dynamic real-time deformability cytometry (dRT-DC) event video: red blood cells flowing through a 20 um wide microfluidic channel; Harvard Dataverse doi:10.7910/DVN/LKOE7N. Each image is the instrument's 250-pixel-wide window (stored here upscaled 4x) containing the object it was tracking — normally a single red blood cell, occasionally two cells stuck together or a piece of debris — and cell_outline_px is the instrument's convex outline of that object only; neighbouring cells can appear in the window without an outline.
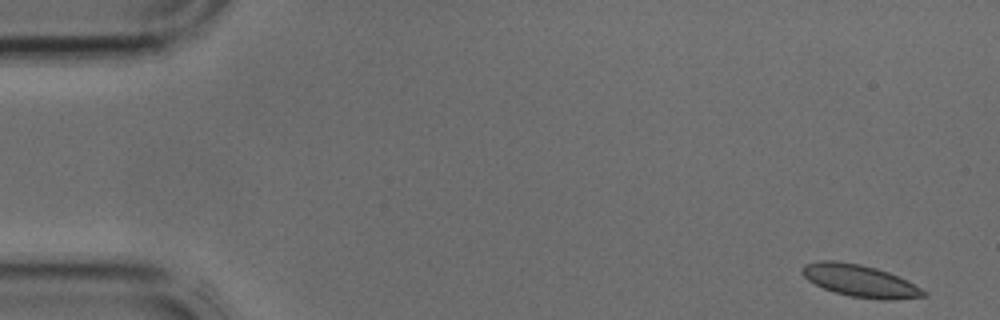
{"species": "common noctule bat (a hibernating species)", "species_latin": "Nyctalus noctula", "temperature_condition": "cold", "stored_images_in_passage": 40, "camera_frame_rate_fps": 3000, "um_per_image_px": 0.085, "animal": {"sex": "male", "body_mass_g": 17.9, "forearm_length_mm": 54.2}, "frame": {"image": 1, "passage_image": 1, "time_ms": 0.0, "image_size_px": [1000, 320], "cell_outline_px": [[928, 296], [896, 300], [884, 300], [852, 296], [836, 292], [824, 288], [808, 280], [800, 272], [804, 264], [820, 260], [836, 260], [860, 264], [876, 268], [888, 272], [928, 292]], "centroid_in_image_um": [73.09, 23.86], "position_along_channel_um": 11.9, "area_um2": 22.54}}
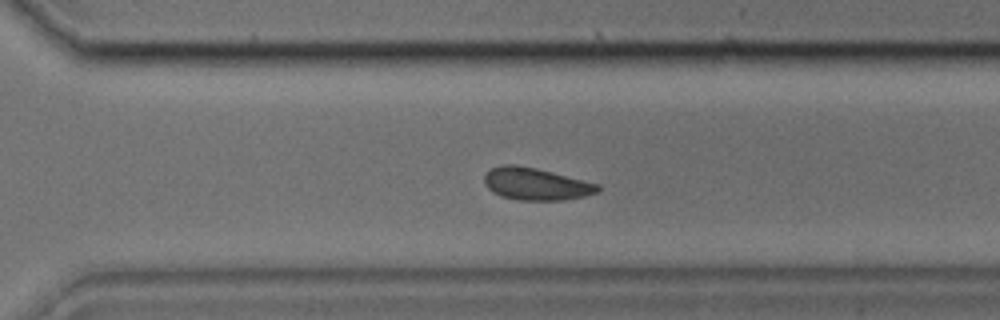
{"frame": {"image": 2, "passage_image": 28, "time_ms": 9.0, "image_size_px": [1000, 320], "cell_outline_px": [[600, 192], [584, 196], [564, 200], [520, 200], [500, 196], [492, 192], [484, 184], [484, 176], [492, 168], [504, 164], [516, 164], [536, 168], [600, 184]], "centroid_in_image_um": [45.56, 15.64], "position_along_channel_um": 325.0, "area_um2": 21.39}}
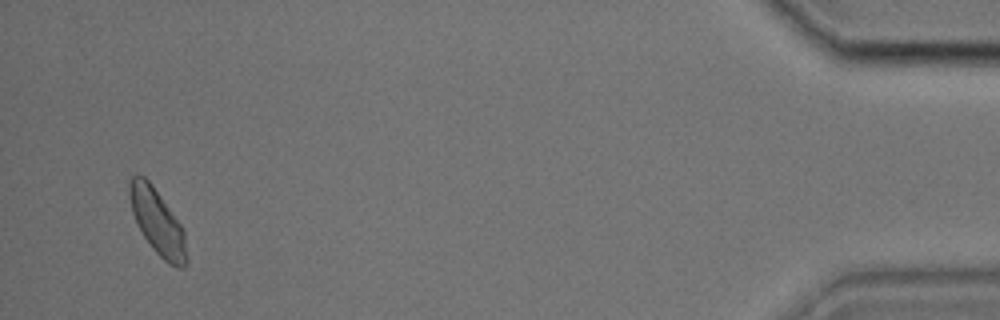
{"frame": {"image": 3, "passage_image": 39, "time_ms": 12.667, "image_size_px": [1000, 320], "cell_outline_px": [[188, 264], [184, 268], [176, 268], [168, 264], [152, 248], [136, 224], [132, 212], [128, 192], [128, 184], [132, 176], [144, 176], [152, 184], [180, 224], [184, 232], [188, 256]], "centroid_in_image_um": [13.39, 18.91], "position_along_channel_um": 421.8, "area_um2": 21.79}}